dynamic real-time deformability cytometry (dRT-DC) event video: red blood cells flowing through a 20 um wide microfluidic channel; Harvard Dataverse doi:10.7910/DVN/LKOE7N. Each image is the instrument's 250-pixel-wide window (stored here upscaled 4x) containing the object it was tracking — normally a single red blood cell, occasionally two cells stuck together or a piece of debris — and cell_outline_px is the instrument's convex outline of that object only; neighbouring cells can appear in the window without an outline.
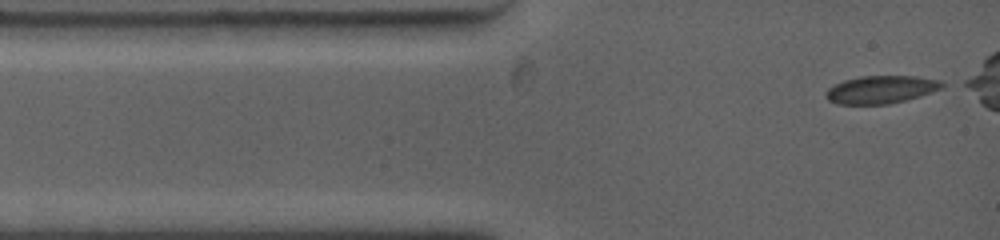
{"species": "common noctule bat (a hibernating species)", "species_latin": "Nyctalus noctula", "temperature_condition": "warm", "stored_images_in_passage": 28, "camera_frame_rate_fps": 4500, "um_per_image_px": 0.085, "animal": {"sex": "female", "body_mass_g": 19.0, "forearm_length_mm": 53.3}, "frame": {"image": 1, "passage_image": 1, "time_ms": 0.0, "image_size_px": [1000, 240], "cell_outline_px": [[948, 84], [944, 88], [920, 96], [888, 104], [836, 104], [828, 100], [824, 96], [824, 92], [828, 88], [844, 80], [860, 76], [916, 76], [940, 80]], "centroid_in_image_um": [74.91, 7.61], "position_along_channel_um": 10.1, "area_um2": 19.02}}
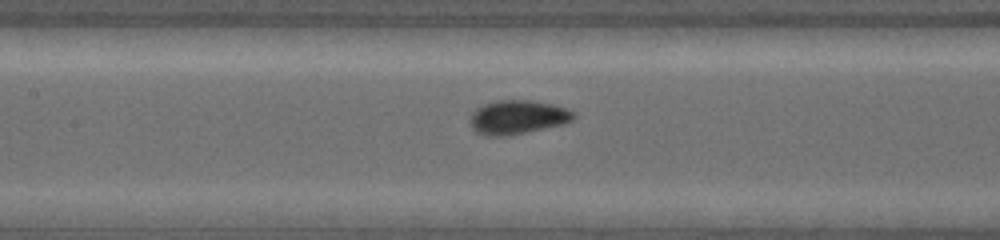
{"frame": {"image": 2, "passage_image": 12, "time_ms": 4.889, "image_size_px": [1000, 240], "cell_outline_px": [[576, 116], [572, 120], [564, 124], [508, 136], [484, 136], [476, 132], [472, 128], [468, 120], [472, 112], [476, 108], [484, 104], [496, 100], [532, 100], [556, 104], [576, 112]], "centroid_in_image_um": [43.99, 9.96], "position_along_channel_um": 163.4, "area_um2": 20.92}}
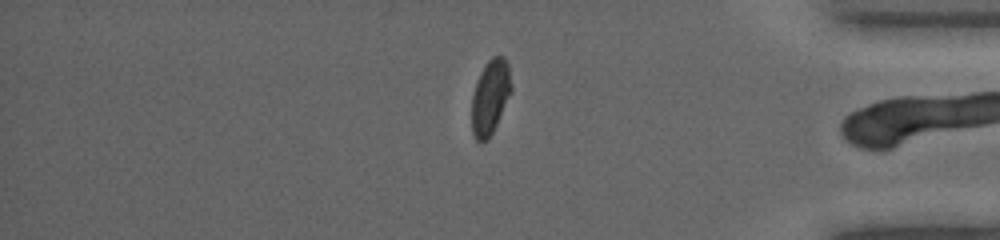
{"frame": {"image": 3, "passage_image": 27, "time_ms": 11.556, "image_size_px": [1000, 240], "cell_outline_px": [[512, 92], [488, 140], [476, 140], [472, 132], [472, 96], [480, 72], [488, 60], [492, 56], [504, 56], [508, 64], [512, 88]], "centroid_in_image_um": [41.68, 8.21], "position_along_channel_um": 393.5, "area_um2": 17.05}, "authors_computed_cell_mechanics": {"area_um2": 18.9295, "velocity_mm_per_s": 3.8629, "shape_relaxation_time_tau1_ms": 3.3176, "shape_relaxation_time_tau2_ms": null, "deformation_change_tau1": 0.1262, "deformation_change_tau2": null}}